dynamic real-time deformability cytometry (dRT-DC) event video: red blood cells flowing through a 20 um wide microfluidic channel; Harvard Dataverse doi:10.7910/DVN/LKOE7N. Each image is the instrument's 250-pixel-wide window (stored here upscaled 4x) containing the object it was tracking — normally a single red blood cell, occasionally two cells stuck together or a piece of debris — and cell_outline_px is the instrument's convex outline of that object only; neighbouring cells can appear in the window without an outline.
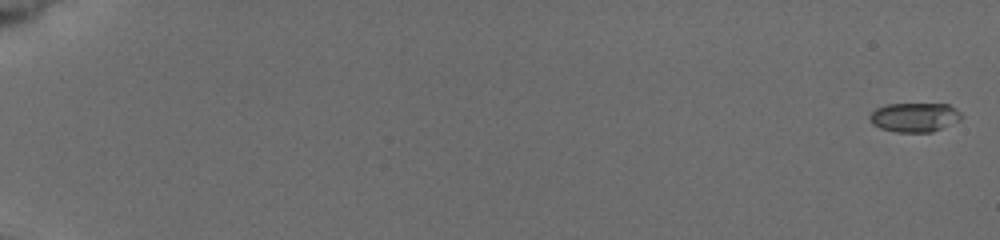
{"species": "common noctule bat (a hibernating species)", "species_latin": "Nyctalus noctula", "temperature_condition": "cold", "stored_images_in_passage": 12, "camera_frame_rate_fps": 3000, "um_per_image_px": 0.085, "animal": {"sex": "female", "body_mass_g": 19.5, "forearm_length_mm": 54.1}, "frame": {"image": 1, "passage_image": 1, "time_ms": 0.0, "image_size_px": [1000, 240], "cell_outline_px": [[964, 116], [960, 120], [932, 132], [896, 132], [880, 128], [872, 124], [868, 120], [868, 116], [876, 108], [888, 104], [948, 104], [956, 108]], "centroid_in_image_um": [77.73, 9.97], "position_along_channel_um": 7.3, "area_um2": 15.72}}
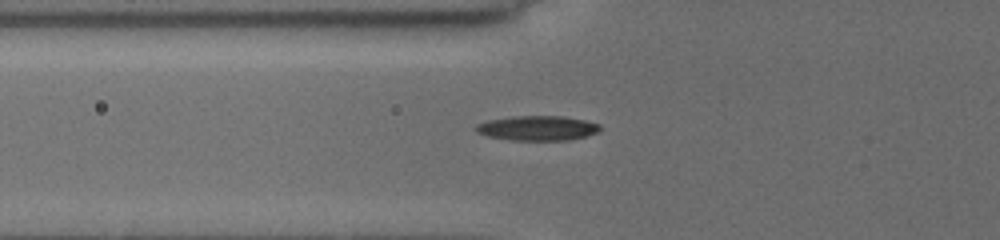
{"frame": {"image": 2, "passage_image": 9, "time_ms": 7.333, "image_size_px": [1000, 240], "cell_outline_px": [[600, 132], [588, 136], [568, 140], [512, 140], [488, 136], [476, 132], [476, 124], [488, 120], [512, 116], [560, 116], [584, 120], [600, 124]], "centroid_in_image_um": [45.71, 10.89], "position_along_channel_um": 80.1, "area_um2": 17.92}}
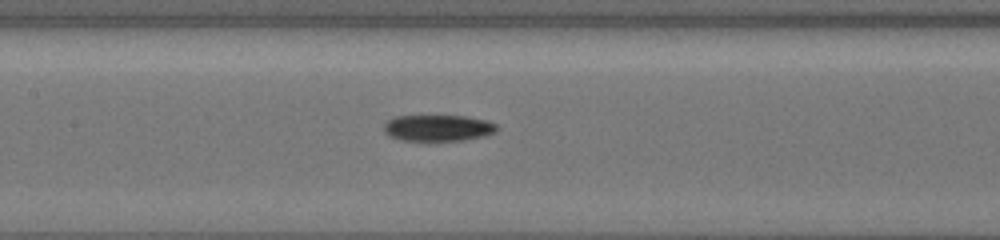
{"frame": {"image": 3, "passage_image": 12, "time_ms": 9.667, "image_size_px": [1000, 240], "cell_outline_px": [[500, 128], [496, 132], [484, 136], [464, 140], [400, 140], [388, 136], [384, 132], [384, 124], [388, 120], [396, 116], [464, 116], [488, 120], [496, 124]], "centroid_in_image_um": [37.25, 10.87], "position_along_channel_um": 170.1, "area_um2": 17.4}}